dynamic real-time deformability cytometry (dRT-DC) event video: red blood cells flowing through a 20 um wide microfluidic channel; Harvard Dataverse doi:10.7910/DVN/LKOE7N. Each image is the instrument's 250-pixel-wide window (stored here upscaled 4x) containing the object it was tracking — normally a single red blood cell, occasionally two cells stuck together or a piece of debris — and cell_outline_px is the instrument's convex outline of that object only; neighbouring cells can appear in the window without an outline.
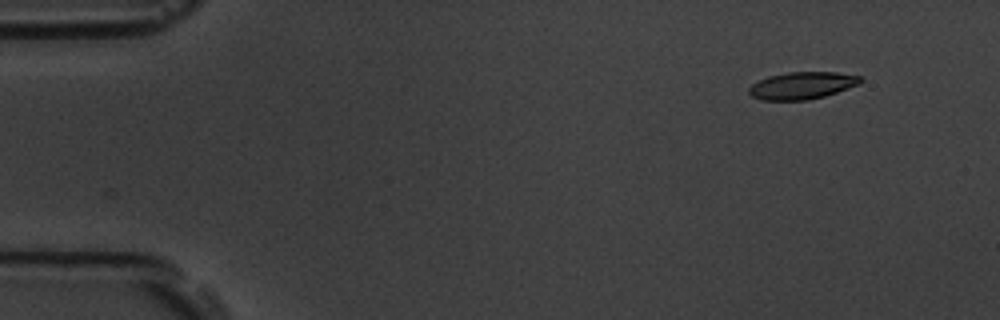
{"species": "common noctule bat (a hibernating species)", "species_latin": "Nyctalus noctula", "temperature_condition": "room temperature", "stored_images_in_passage": 14, "camera_frame_rate_fps": 3000, "um_per_image_px": 0.085, "animal": {"sex": "male", "body_mass_g": 19.5, "forearm_length_mm": 54.6}, "frame": {"image": 1, "passage_image": 1, "time_ms": 0.0, "image_size_px": [1000, 320], "cell_outline_px": [[864, 80], [860, 84], [824, 96], [808, 100], [764, 100], [752, 96], [748, 92], [748, 88], [752, 84], [768, 76], [788, 72], [836, 72], [860, 76]], "centroid_in_image_um": [68.19, 7.26], "position_along_channel_um": 16.8, "area_um2": 17.63}}
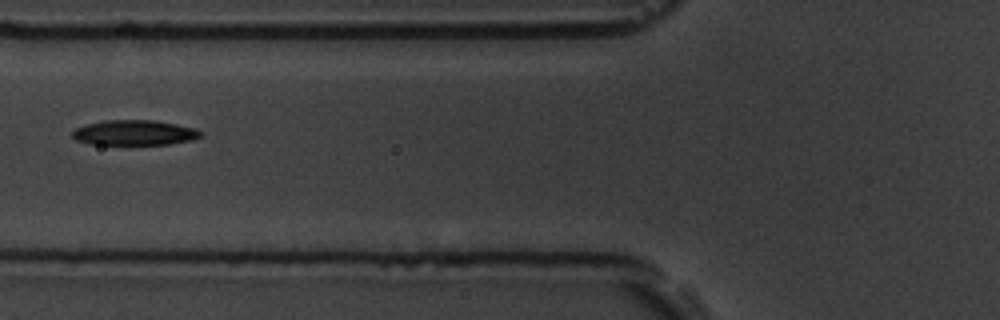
{"frame": {"image": 2, "passage_image": 5, "time_ms": 5.667, "image_size_px": [1000, 320], "cell_outline_px": [[204, 132], [200, 136], [192, 140], [168, 144], [92, 144], [76, 140], [72, 136], [72, 132], [76, 128], [88, 124], [104, 120], [152, 120], [176, 124], [196, 128]], "centroid_in_image_um": [11.45, 11.27], "position_along_channel_um": 114.3, "area_um2": 18.67}}
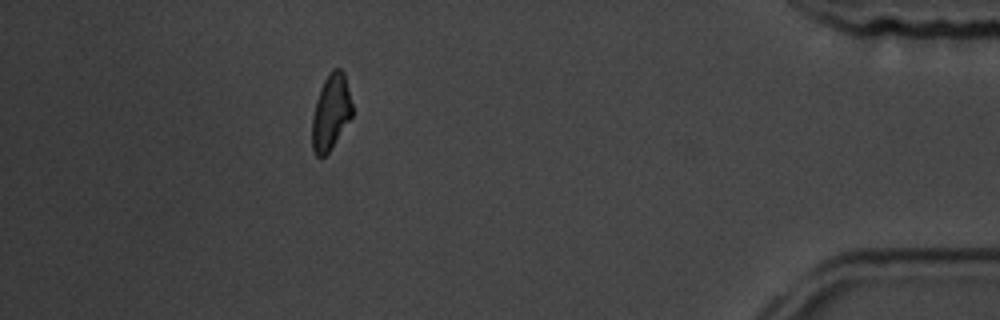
{"frame": {"image": 3, "passage_image": 13, "time_ms": 15.333, "image_size_px": [1000, 320], "cell_outline_px": [[352, 116], [328, 152], [324, 156], [316, 156], [312, 148], [312, 116], [316, 100], [320, 88], [328, 72], [332, 68], [340, 68], [344, 72], [352, 104]], "centroid_in_image_um": [28.11, 9.49], "position_along_channel_um": 407.1, "area_um2": 17.57}, "authors_computed_cell_mechanics": {"area_um2": 18.7561, "velocity_mm_per_s": 3.56, "shape_relaxation_time_tau1_ms": 2.4067, "shape_relaxation_time_tau2_ms": 6.1991, "deformation_change_tau1": 0.1105, "deformation_change_tau2": 0.1245}}